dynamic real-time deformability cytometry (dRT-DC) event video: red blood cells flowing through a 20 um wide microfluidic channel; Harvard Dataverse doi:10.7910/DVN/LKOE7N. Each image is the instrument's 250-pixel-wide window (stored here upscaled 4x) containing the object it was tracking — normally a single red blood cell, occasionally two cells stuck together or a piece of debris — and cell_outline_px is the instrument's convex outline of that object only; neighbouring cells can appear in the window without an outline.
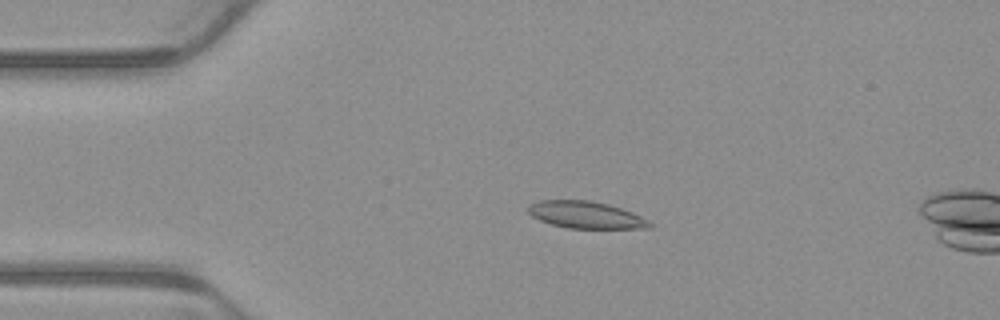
{"species": "common noctule bat (a hibernating species)", "species_latin": "Nyctalus noctula", "temperature_condition": "warm", "stored_images_in_passage": 5, "camera_frame_rate_fps": 3000, "um_per_image_px": 0.085, "animal": {"sex": "male", "body_mass_g": 23.1, "forearm_length_mm": 52.7}, "frame": {"image": 1, "passage_image": 3, "time_ms": 0.667, "image_size_px": [1000, 320], "cell_outline_px": [[652, 228], [568, 228], [552, 224], [540, 220], [532, 216], [528, 212], [528, 208], [532, 204], [540, 200], [592, 200], [608, 204], [632, 212], [648, 220], [652, 224]], "centroid_in_image_um": [49.81, 18.26], "position_along_channel_um": 35.2, "area_um2": 18.96}}